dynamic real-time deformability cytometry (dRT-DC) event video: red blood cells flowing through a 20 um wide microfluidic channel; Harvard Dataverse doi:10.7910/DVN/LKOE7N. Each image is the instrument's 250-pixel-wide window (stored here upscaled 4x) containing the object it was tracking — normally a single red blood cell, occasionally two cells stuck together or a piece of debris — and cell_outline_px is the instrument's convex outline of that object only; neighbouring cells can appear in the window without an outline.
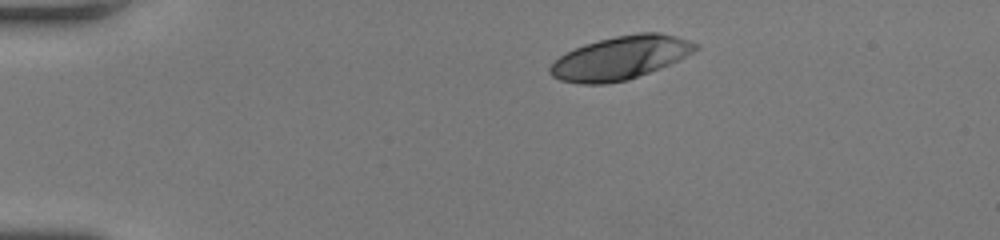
{"species": "human", "species_latin": "Homo sapiens", "temperature_condition": "room temperature", "stored_images_in_passage": 41, "camera_frame_rate_fps": 3000, "um_per_image_px": 0.085, "donor": {"sex": "female"}, "frame": {"image": 1, "passage_image": 1, "time_ms": 0.0, "image_size_px": [1000, 240], "cell_outline_px": [[700, 48], [660, 68], [628, 80], [604, 84], [580, 84], [560, 80], [552, 76], [548, 72], [548, 68], [560, 56], [584, 44], [616, 36], [636, 32], [660, 32], [676, 36], [700, 44]], "centroid_in_image_um": [52.73, 4.91], "position_along_channel_um": 32.3, "area_um2": 36.53}}
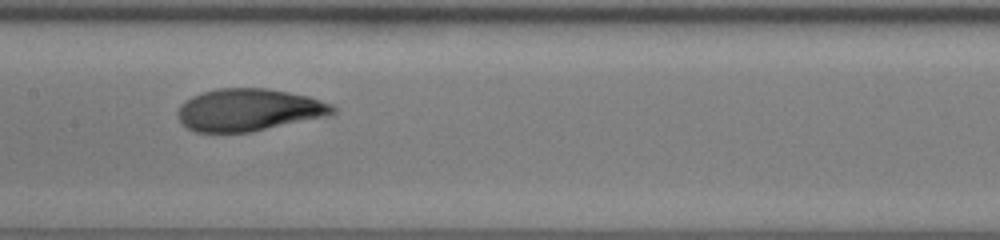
{"frame": {"image": 2, "passage_image": 17, "time_ms": 5.333, "image_size_px": [1000, 240], "cell_outline_px": [[336, 112], [328, 116], [252, 132], [196, 132], [188, 128], [180, 120], [176, 112], [180, 104], [192, 96], [216, 88], [268, 88], [308, 96], [332, 104], [336, 108]], "centroid_in_image_um": [21.16, 9.34], "position_along_channel_um": 186.2, "area_um2": 38.32}}
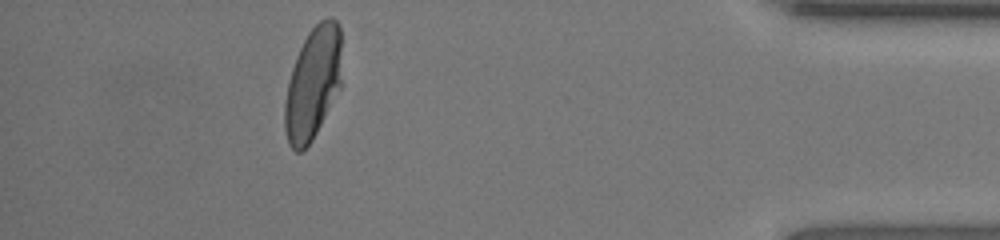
{"frame": {"image": 3, "passage_image": 36, "time_ms": 11.667, "image_size_px": [1000, 240], "cell_outline_px": [[340, 88], [312, 140], [300, 152], [296, 152], [288, 144], [284, 128], [284, 104], [288, 80], [296, 56], [308, 32], [320, 20], [328, 16], [332, 16], [336, 20], [340, 28]], "centroid_in_image_um": [26.57, 7.07], "position_along_channel_um": 408.6, "area_um2": 37.22}, "authors_computed_cell_mechanics": {"area_um2": 38.2636, "velocity_mm_per_s": 4.2341, "shape_relaxation_time_tau1_ms": 4.3884, "shape_relaxation_time_tau2_ms": 0.5964, "deformation_change_tau1": 0.2089, "deformation_change_tau2": 0.0578}}